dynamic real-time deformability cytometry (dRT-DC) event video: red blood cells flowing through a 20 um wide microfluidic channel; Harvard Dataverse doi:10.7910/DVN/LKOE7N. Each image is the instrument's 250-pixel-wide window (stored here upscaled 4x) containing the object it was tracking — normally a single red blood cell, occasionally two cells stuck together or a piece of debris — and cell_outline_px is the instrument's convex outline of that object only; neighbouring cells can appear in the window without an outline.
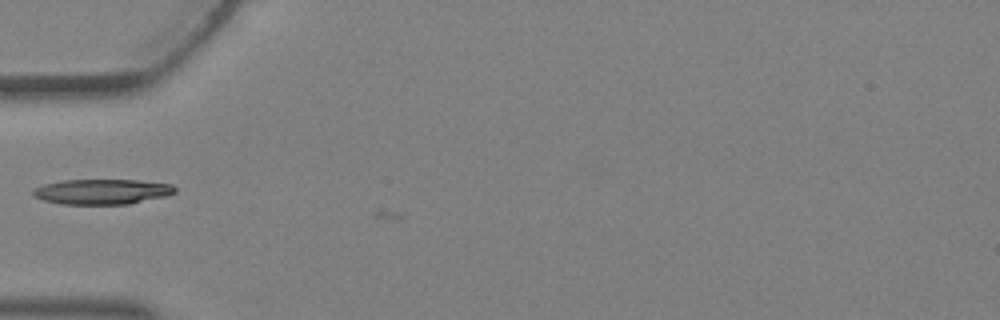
{"species": "Egyptian fruit bat (a non-hibernating species)", "species_latin": "Rousettus aegyptiacus", "temperature_condition": "warm", "stored_images_in_passage": 5, "camera_frame_rate_fps": 3000, "um_per_image_px": 0.085, "animal": {"sex": "female"}, "frame": {"image": 1, "passage_image": 5, "time_ms": 1.333, "image_size_px": [1000, 320], "cell_outline_px": [[176, 192], [168, 196], [128, 204], [60, 204], [44, 200], [32, 196], [32, 192], [36, 188], [44, 184], [64, 180], [136, 180], [172, 184], [176, 188]], "centroid_in_image_um": [8.7, 16.29], "position_along_channel_um": 76.3, "area_um2": 20.87}}